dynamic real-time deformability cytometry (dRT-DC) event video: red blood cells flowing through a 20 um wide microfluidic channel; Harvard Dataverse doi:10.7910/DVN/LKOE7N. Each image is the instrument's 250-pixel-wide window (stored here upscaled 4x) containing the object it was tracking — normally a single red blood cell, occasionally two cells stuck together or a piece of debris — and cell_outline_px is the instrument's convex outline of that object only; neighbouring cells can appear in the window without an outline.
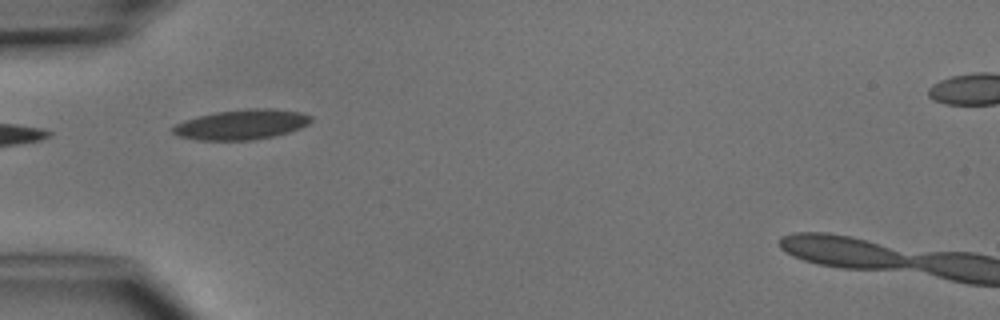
{"species": "common noctule bat (a hibernating species)", "species_latin": "Nyctalus noctula", "temperature_condition": "cold", "stored_images_in_passage": 6, "camera_frame_rate_fps": 3000, "um_per_image_px": 0.085, "animal": {"sex": "male", "body_mass_g": 15.6}, "frame": {"image": 1, "passage_image": 4, "time_ms": 4.333, "image_size_px": [1000, 320], "cell_outline_px": [[312, 120], [308, 124], [300, 128], [288, 132], [272, 136], [252, 140], [196, 140], [180, 136], [172, 132], [172, 128], [176, 124], [184, 120], [216, 112], [252, 108], [268, 108], [300, 112], [312, 116]], "centroid_in_image_um": [20.54, 10.58], "position_along_channel_um": 64.5, "area_um2": 23.93}}
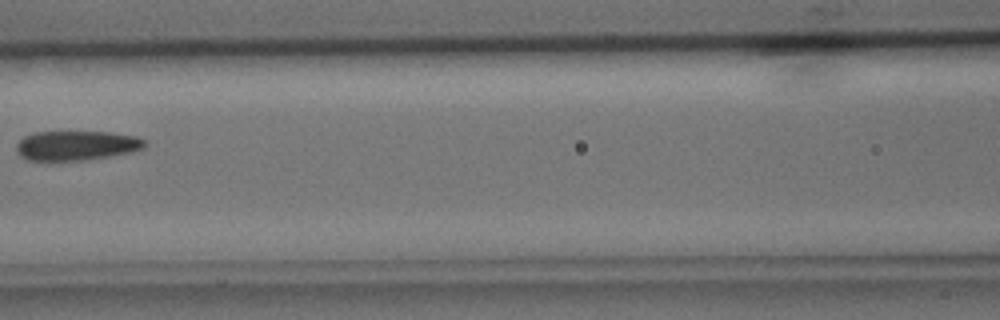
{"frame": {"image": 2, "passage_image": 6, "time_ms": 6.667, "image_size_px": [1000, 320], "cell_outline_px": [[148, 144], [144, 148], [132, 152], [112, 156], [80, 160], [28, 160], [20, 156], [16, 152], [16, 144], [24, 136], [36, 132], [112, 132], [136, 136], [144, 140]], "centroid_in_image_um": [6.52, 12.36], "position_along_channel_um": 160.1, "area_um2": 22.2}}